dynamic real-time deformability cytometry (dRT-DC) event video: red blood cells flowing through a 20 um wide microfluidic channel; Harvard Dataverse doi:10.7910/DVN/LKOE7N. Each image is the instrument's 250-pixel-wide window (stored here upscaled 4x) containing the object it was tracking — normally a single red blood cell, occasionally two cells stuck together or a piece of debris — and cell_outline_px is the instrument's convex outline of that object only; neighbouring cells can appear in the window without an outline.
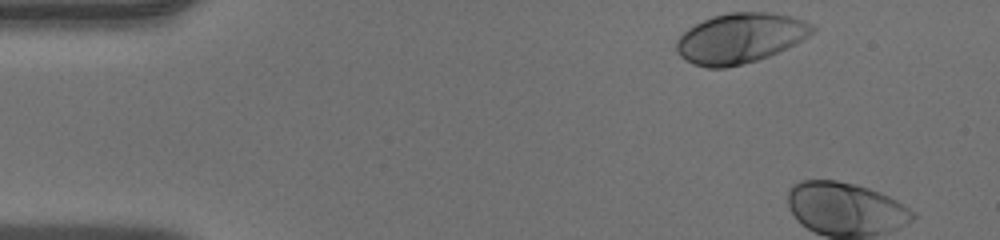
{"species": "human", "species_latin": "Homo sapiens", "temperature_condition": "warm", "stored_images_in_passage": 4, "camera_frame_rate_fps": 3000, "um_per_image_px": 0.085, "donor": {"sex": "male"}, "frame": {"image": 1, "passage_image": 1, "time_ms": 0.0, "image_size_px": [1000, 240], "cell_outline_px": [[816, 28], [808, 36], [796, 44], [788, 48], [768, 56], [756, 60], [724, 68], [708, 68], [692, 64], [680, 56], [676, 52], [676, 40], [688, 28], [712, 16], [728, 12], [772, 12], [792, 16], [804, 20], [812, 24]], "centroid_in_image_um": [62.92, 3.24], "position_along_channel_um": 22.1, "area_um2": 39.77}}